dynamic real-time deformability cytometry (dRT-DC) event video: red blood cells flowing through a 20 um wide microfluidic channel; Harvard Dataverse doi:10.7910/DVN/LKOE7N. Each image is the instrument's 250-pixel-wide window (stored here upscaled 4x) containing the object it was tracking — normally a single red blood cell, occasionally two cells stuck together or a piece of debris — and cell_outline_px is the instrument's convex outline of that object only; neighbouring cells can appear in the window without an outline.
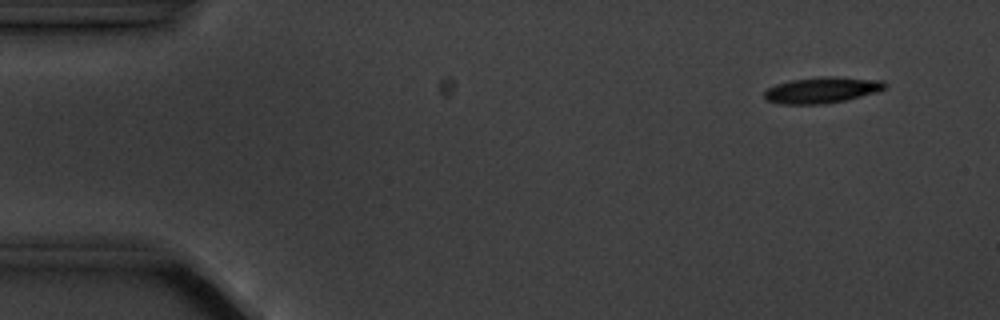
{"species": "common noctule bat (a hibernating species)", "species_latin": "Nyctalus noctula", "temperature_condition": "cold", "stored_images_in_passage": 7, "camera_frame_rate_fps": 3000, "um_per_image_px": 0.085, "animal": {"sex": "male", "body_mass_g": 20.1, "forearm_length_mm": 53.5}, "frame": {"image": 1, "passage_image": 1, "time_ms": 0.0, "image_size_px": [1000, 320], "cell_outline_px": [[888, 84], [884, 88], [876, 92], [844, 100], [824, 104], [780, 104], [764, 100], [764, 92], [768, 88], [776, 84], [792, 80], [820, 76], [836, 76], [884, 80]], "centroid_in_image_um": [69.85, 7.64], "position_along_channel_um": 15.1, "area_um2": 18.44}}